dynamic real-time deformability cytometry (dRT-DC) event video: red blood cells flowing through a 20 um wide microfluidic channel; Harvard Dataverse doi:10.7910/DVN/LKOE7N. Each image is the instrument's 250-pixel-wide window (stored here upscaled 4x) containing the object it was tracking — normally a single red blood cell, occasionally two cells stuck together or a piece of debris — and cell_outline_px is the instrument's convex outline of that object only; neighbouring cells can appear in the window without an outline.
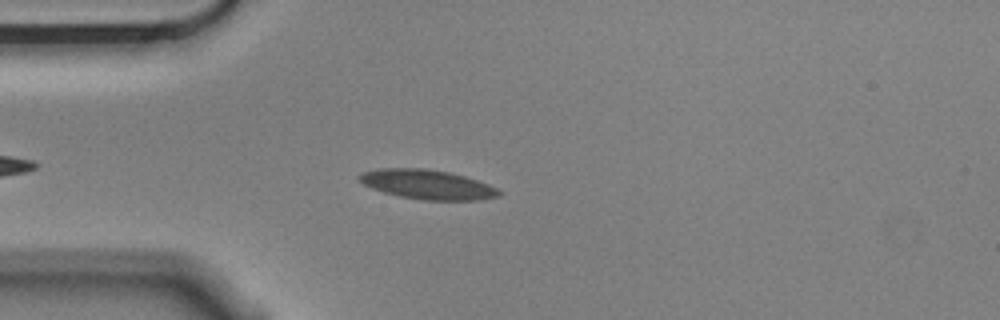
{"species": "Egyptian fruit bat (a non-hibernating species)", "species_latin": "Rousettus aegyptiacus", "temperature_condition": "cold", "stored_images_in_passage": 5, "camera_frame_rate_fps": 3000, "um_per_image_px": 0.085, "animal": {"sex": "male"}, "frame": {"image": 1, "passage_image": 5, "time_ms": 1.333, "image_size_px": [1000, 320], "cell_outline_px": [[504, 192], [500, 196], [480, 200], [424, 200], [400, 196], [384, 192], [372, 188], [364, 184], [356, 176], [364, 172], [380, 168], [424, 168], [448, 172], [464, 176], [488, 184]], "centroid_in_image_um": [36.35, 15.68], "position_along_channel_um": 48.6, "area_um2": 23.87}}